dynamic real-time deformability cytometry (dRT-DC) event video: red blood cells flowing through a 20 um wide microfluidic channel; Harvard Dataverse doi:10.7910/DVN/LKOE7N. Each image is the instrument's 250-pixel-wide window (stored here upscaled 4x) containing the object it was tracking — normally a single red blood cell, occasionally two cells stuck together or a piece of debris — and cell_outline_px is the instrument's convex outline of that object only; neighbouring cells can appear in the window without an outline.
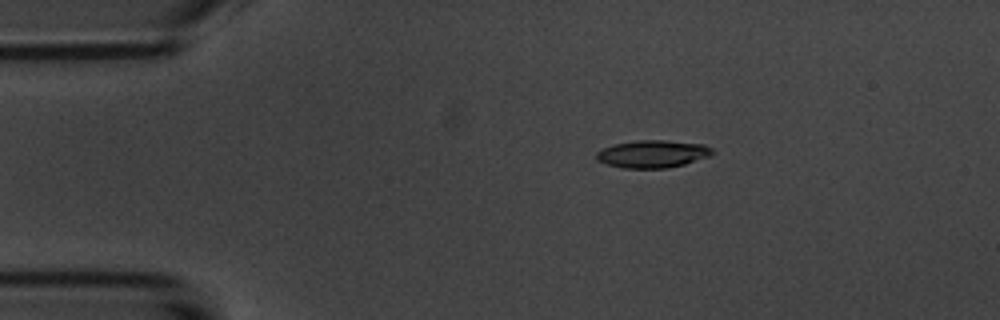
{"species": "common noctule bat (a hibernating species)", "species_latin": "Nyctalus noctula", "temperature_condition": "room temperature", "stored_images_in_passage": 6, "camera_frame_rate_fps": 3000, "um_per_image_px": 0.085, "animal": {"sex": "male", "body_mass_g": 20.1, "forearm_length_mm": 53.5}, "frame": {"image": 1, "passage_image": 3, "time_ms": 2.0, "image_size_px": [1000, 320], "cell_outline_px": [[716, 152], [712, 156], [684, 164], [664, 168], [624, 168], [608, 164], [596, 160], [596, 152], [604, 148], [616, 144], [636, 140], [664, 140], [704, 144], [712, 148]], "centroid_in_image_um": [55.52, 13.08], "position_along_channel_um": 29.5, "area_um2": 18.61}}
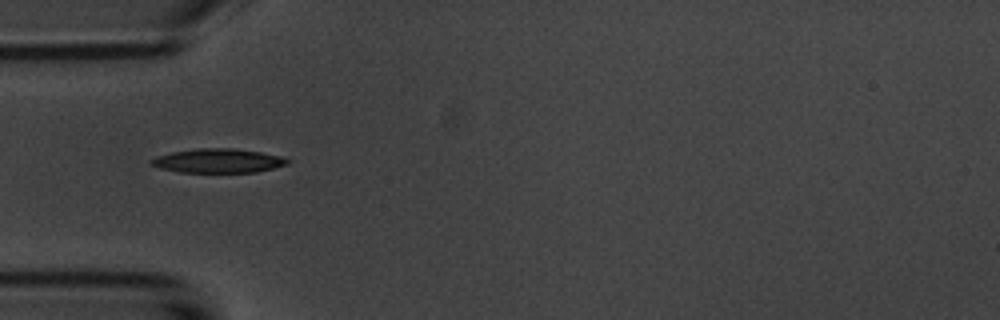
{"frame": {"image": 2, "passage_image": 5, "time_ms": 4.333, "image_size_px": [1000, 320], "cell_outline_px": [[288, 164], [256, 172], [180, 172], [160, 168], [148, 164], [148, 160], [156, 156], [172, 152], [196, 148], [232, 148], [260, 152], [280, 156], [288, 160]], "centroid_in_image_um": [18.47, 13.66], "position_along_channel_um": 66.5, "area_um2": 19.07}}
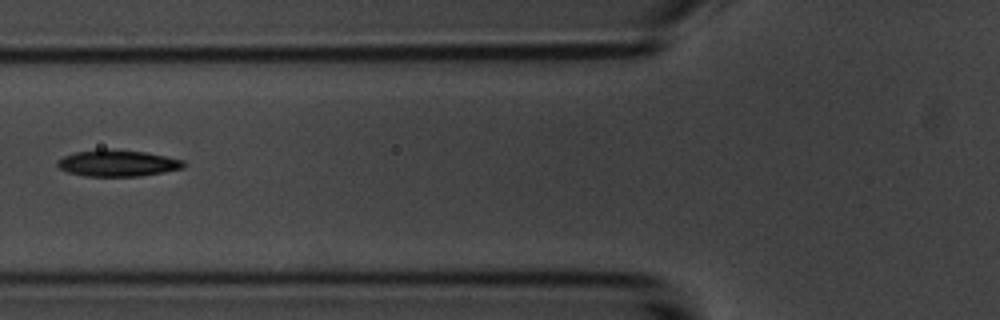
{"frame": {"image": 3, "passage_image": 6, "time_ms": 5.667, "image_size_px": [1000, 320], "cell_outline_px": [[184, 168], [164, 172], [140, 176], [84, 176], [68, 172], [60, 168], [56, 164], [56, 160], [64, 156], [76, 152], [144, 152], [184, 160]], "centroid_in_image_um": [10.01, 13.93], "position_along_channel_um": 115.8, "area_um2": 18.44}}